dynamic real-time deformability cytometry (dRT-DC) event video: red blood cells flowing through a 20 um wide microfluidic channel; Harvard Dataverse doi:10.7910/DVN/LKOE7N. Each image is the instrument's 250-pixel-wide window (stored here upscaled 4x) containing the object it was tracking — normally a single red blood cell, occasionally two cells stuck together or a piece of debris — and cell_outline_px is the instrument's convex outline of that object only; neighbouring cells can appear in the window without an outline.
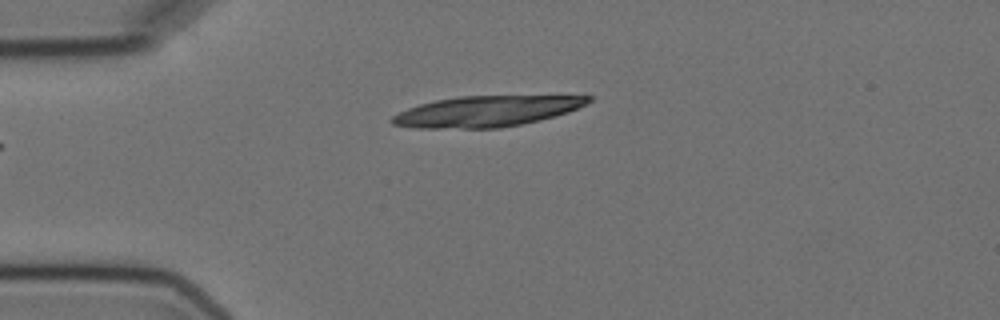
{"species": "Egyptian fruit bat (a non-hibernating species)", "species_latin": "Rousettus aegyptiacus", "temperature_condition": "cold", "stored_images_in_passage": 3, "camera_frame_rate_fps": 3000, "um_per_image_px": 0.085, "animal": {"sex": "female"}, "frame": {"image": 1, "passage_image": 3, "time_ms": 2.333, "image_size_px": [1000, 320], "cell_outline_px": [[596, 96], [592, 100], [568, 112], [556, 116], [540, 120], [500, 128], [416, 128], [392, 124], [388, 120], [392, 116], [408, 108], [420, 104], [436, 100], [460, 96]], "centroid_in_image_um": [41.33, 9.46], "position_along_channel_um": 43.7, "area_um2": 34.97}}